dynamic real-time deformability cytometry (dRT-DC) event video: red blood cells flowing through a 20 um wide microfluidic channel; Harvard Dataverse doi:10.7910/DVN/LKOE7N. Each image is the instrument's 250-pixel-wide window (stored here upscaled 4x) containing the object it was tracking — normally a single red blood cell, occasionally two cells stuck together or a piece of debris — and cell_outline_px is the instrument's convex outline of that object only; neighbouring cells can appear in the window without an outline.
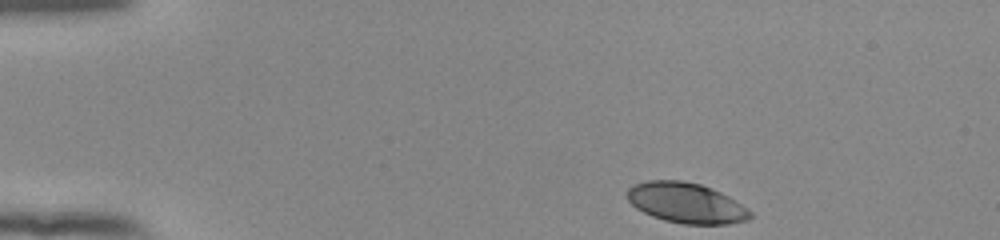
{"species": "human", "species_latin": "Homo sapiens", "temperature_condition": "room temperature", "stored_images_in_passage": 46, "camera_frame_rate_fps": 3000, "um_per_image_px": 0.085, "donor": {"sex": "female"}, "frame": {"image": 1, "passage_image": 1, "time_ms": 0.0, "image_size_px": [1000, 240], "cell_outline_px": [[752, 216], [748, 220], [728, 224], [684, 224], [664, 220], [652, 216], [636, 208], [628, 200], [628, 188], [636, 184], [648, 180], [680, 180], [700, 184], [712, 188], [728, 196], [752, 212]], "centroid_in_image_um": [58.33, 17.25], "position_along_channel_um": 26.7, "area_um2": 28.73}}
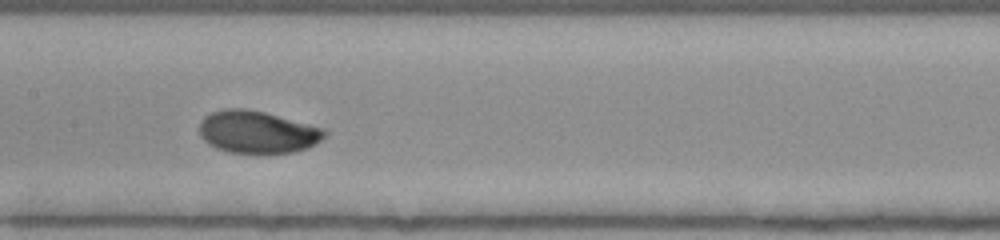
{"frame": {"image": 2, "passage_image": 20, "time_ms": 6.333, "image_size_px": [1000, 240], "cell_outline_px": [[328, 136], [304, 148], [292, 152], [228, 152], [216, 148], [208, 144], [200, 136], [200, 120], [204, 116], [212, 112], [224, 108], [244, 108], [264, 112], [324, 128], [328, 132]], "centroid_in_image_um": [21.84, 11.2], "position_along_channel_um": 185.6, "area_um2": 30.63}}
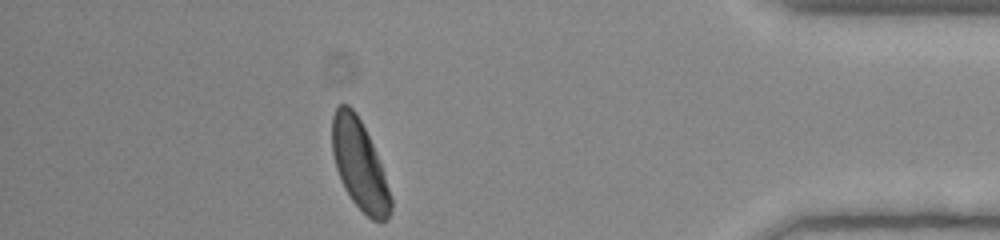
{"frame": {"image": 3, "passage_image": 40, "time_ms": 13.0, "image_size_px": [1000, 240], "cell_outline_px": [[392, 208], [388, 220], [372, 220], [352, 200], [344, 188], [340, 180], [336, 168], [332, 152], [332, 116], [336, 108], [340, 104], [348, 104], [356, 112], [380, 160], [392, 200]], "centroid_in_image_um": [30.55, 14.0], "position_along_channel_um": 404.6, "area_um2": 30.4}, "authors_computed_cell_mechanics": {"area_um2": 30.5184, "velocity_mm_per_s": 3.8635, "shape_relaxation_time_tau1_ms": 6.9816, "shape_relaxation_time_tau2_ms": null, "deformation_change_tau1": 0.2472, "deformation_change_tau2": null}}